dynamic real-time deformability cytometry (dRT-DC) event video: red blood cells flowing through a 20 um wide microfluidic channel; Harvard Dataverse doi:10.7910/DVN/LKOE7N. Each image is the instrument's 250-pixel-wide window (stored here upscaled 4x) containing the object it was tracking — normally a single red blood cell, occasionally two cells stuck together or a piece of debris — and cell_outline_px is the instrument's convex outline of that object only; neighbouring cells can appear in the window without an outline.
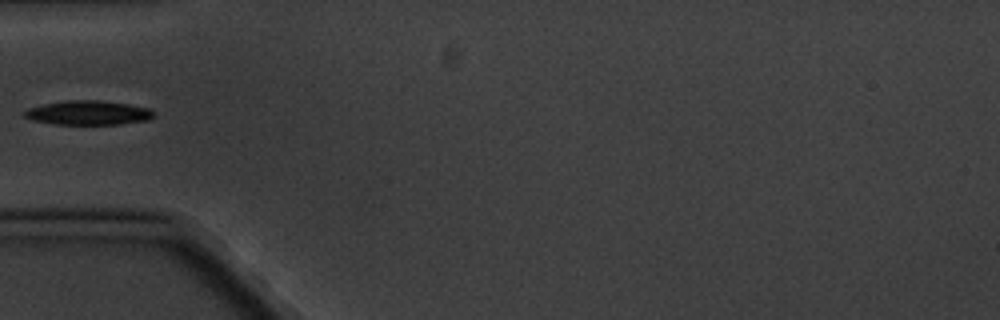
{"species": "common noctule bat (a hibernating species)", "species_latin": "Nyctalus noctula", "temperature_condition": "cold", "stored_images_in_passage": 10, "camera_frame_rate_fps": 3000, "um_per_image_px": 0.085, "animal": {"sex": "male", "body_mass_g": 20.1, "forearm_length_mm": 53.5}, "frame": {"image": 1, "passage_image": 5, "time_ms": 4.667, "image_size_px": [1000, 320], "cell_outline_px": [[156, 112], [148, 120], [120, 124], [56, 124], [32, 120], [24, 116], [24, 112], [28, 108], [44, 104], [68, 100], [96, 100], [128, 104], [152, 108]], "centroid_in_image_um": [7.54, 9.58], "position_along_channel_um": 77.5, "area_um2": 18.21}}
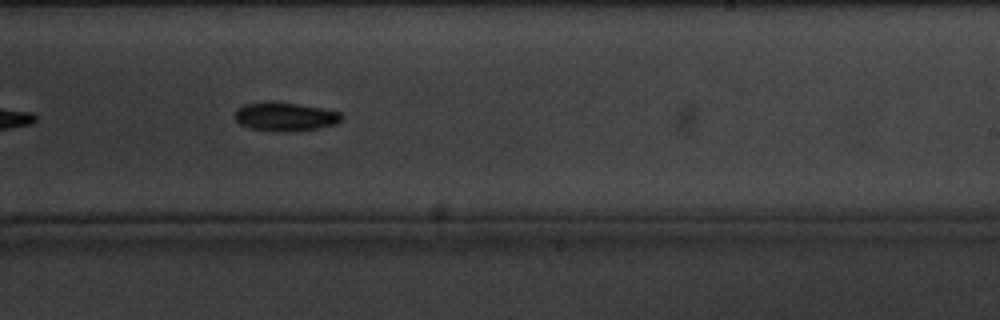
{"frame": {"image": 2, "passage_image": 10, "time_ms": 10.333, "image_size_px": [1000, 320], "cell_outline_px": [[344, 116], [336, 124], [320, 128], [252, 128], [240, 124], [236, 120], [236, 108], [244, 104], [268, 100], [296, 104], [320, 108], [340, 112]], "centroid_in_image_um": [24.23, 9.84], "position_along_channel_um": 264.8, "area_um2": 16.82}}